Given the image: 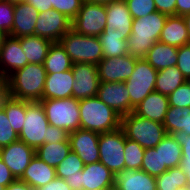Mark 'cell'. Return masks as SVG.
<instances>
[{"label":"cell","mask_w":190,"mask_h":190,"mask_svg":"<svg viewBox=\"0 0 190 190\" xmlns=\"http://www.w3.org/2000/svg\"><path fill=\"white\" fill-rule=\"evenodd\" d=\"M46 74L43 64L28 63L6 79L8 96L30 102L41 101Z\"/></svg>","instance_id":"cell-1"},{"label":"cell","mask_w":190,"mask_h":190,"mask_svg":"<svg viewBox=\"0 0 190 190\" xmlns=\"http://www.w3.org/2000/svg\"><path fill=\"white\" fill-rule=\"evenodd\" d=\"M167 17L168 15L155 11L133 19L132 32L127 39L128 54L144 58L155 42L159 41Z\"/></svg>","instance_id":"cell-2"},{"label":"cell","mask_w":190,"mask_h":190,"mask_svg":"<svg viewBox=\"0 0 190 190\" xmlns=\"http://www.w3.org/2000/svg\"><path fill=\"white\" fill-rule=\"evenodd\" d=\"M80 128L98 133L121 127V116L97 96L79 100Z\"/></svg>","instance_id":"cell-3"},{"label":"cell","mask_w":190,"mask_h":190,"mask_svg":"<svg viewBox=\"0 0 190 190\" xmlns=\"http://www.w3.org/2000/svg\"><path fill=\"white\" fill-rule=\"evenodd\" d=\"M126 138L136 141L144 149L156 147L167 135L162 123L140 117L131 112L121 117Z\"/></svg>","instance_id":"cell-4"},{"label":"cell","mask_w":190,"mask_h":190,"mask_svg":"<svg viewBox=\"0 0 190 190\" xmlns=\"http://www.w3.org/2000/svg\"><path fill=\"white\" fill-rule=\"evenodd\" d=\"M72 63L97 65L103 59L102 45L97 36H87L70 29L60 39Z\"/></svg>","instance_id":"cell-5"},{"label":"cell","mask_w":190,"mask_h":190,"mask_svg":"<svg viewBox=\"0 0 190 190\" xmlns=\"http://www.w3.org/2000/svg\"><path fill=\"white\" fill-rule=\"evenodd\" d=\"M44 109L48 123L62 128L68 133L80 129L79 100L74 97L65 99H42L39 101Z\"/></svg>","instance_id":"cell-6"},{"label":"cell","mask_w":190,"mask_h":190,"mask_svg":"<svg viewBox=\"0 0 190 190\" xmlns=\"http://www.w3.org/2000/svg\"><path fill=\"white\" fill-rule=\"evenodd\" d=\"M157 72L144 58H137L133 73L125 81L130 94V113L134 112L139 103L155 91Z\"/></svg>","instance_id":"cell-7"},{"label":"cell","mask_w":190,"mask_h":190,"mask_svg":"<svg viewBox=\"0 0 190 190\" xmlns=\"http://www.w3.org/2000/svg\"><path fill=\"white\" fill-rule=\"evenodd\" d=\"M48 123L42 104L39 101L26 100V116L19 140L35 150L47 143Z\"/></svg>","instance_id":"cell-8"},{"label":"cell","mask_w":190,"mask_h":190,"mask_svg":"<svg viewBox=\"0 0 190 190\" xmlns=\"http://www.w3.org/2000/svg\"><path fill=\"white\" fill-rule=\"evenodd\" d=\"M98 145L99 162L114 175L125 169V133L121 127L114 131L100 133Z\"/></svg>","instance_id":"cell-9"},{"label":"cell","mask_w":190,"mask_h":190,"mask_svg":"<svg viewBox=\"0 0 190 190\" xmlns=\"http://www.w3.org/2000/svg\"><path fill=\"white\" fill-rule=\"evenodd\" d=\"M107 14L104 4L84 1L71 28L77 33L99 37L106 28Z\"/></svg>","instance_id":"cell-10"},{"label":"cell","mask_w":190,"mask_h":190,"mask_svg":"<svg viewBox=\"0 0 190 190\" xmlns=\"http://www.w3.org/2000/svg\"><path fill=\"white\" fill-rule=\"evenodd\" d=\"M107 22L106 28L99 37H114L127 40L132 32L133 18L124 0L105 4Z\"/></svg>","instance_id":"cell-11"},{"label":"cell","mask_w":190,"mask_h":190,"mask_svg":"<svg viewBox=\"0 0 190 190\" xmlns=\"http://www.w3.org/2000/svg\"><path fill=\"white\" fill-rule=\"evenodd\" d=\"M137 57L125 54L118 57L103 58L98 64L100 82H125L130 78Z\"/></svg>","instance_id":"cell-12"},{"label":"cell","mask_w":190,"mask_h":190,"mask_svg":"<svg viewBox=\"0 0 190 190\" xmlns=\"http://www.w3.org/2000/svg\"><path fill=\"white\" fill-rule=\"evenodd\" d=\"M72 75L75 80L73 84V97L77 100L97 96L99 87V76L97 65L90 63H74Z\"/></svg>","instance_id":"cell-13"},{"label":"cell","mask_w":190,"mask_h":190,"mask_svg":"<svg viewBox=\"0 0 190 190\" xmlns=\"http://www.w3.org/2000/svg\"><path fill=\"white\" fill-rule=\"evenodd\" d=\"M72 21L55 9L40 12L36 21L35 35L59 42L71 29Z\"/></svg>","instance_id":"cell-14"},{"label":"cell","mask_w":190,"mask_h":190,"mask_svg":"<svg viewBox=\"0 0 190 190\" xmlns=\"http://www.w3.org/2000/svg\"><path fill=\"white\" fill-rule=\"evenodd\" d=\"M36 155L35 149L21 140L0 148V158L10 169L15 179H20L29 166L31 159Z\"/></svg>","instance_id":"cell-15"},{"label":"cell","mask_w":190,"mask_h":190,"mask_svg":"<svg viewBox=\"0 0 190 190\" xmlns=\"http://www.w3.org/2000/svg\"><path fill=\"white\" fill-rule=\"evenodd\" d=\"M99 135L98 132L81 128L69 133L71 151L79 156L84 165L99 162Z\"/></svg>","instance_id":"cell-16"},{"label":"cell","mask_w":190,"mask_h":190,"mask_svg":"<svg viewBox=\"0 0 190 190\" xmlns=\"http://www.w3.org/2000/svg\"><path fill=\"white\" fill-rule=\"evenodd\" d=\"M97 97L121 117L130 113V94L125 82H100Z\"/></svg>","instance_id":"cell-17"},{"label":"cell","mask_w":190,"mask_h":190,"mask_svg":"<svg viewBox=\"0 0 190 190\" xmlns=\"http://www.w3.org/2000/svg\"><path fill=\"white\" fill-rule=\"evenodd\" d=\"M27 64L19 38L8 35L0 49V72L7 79L13 72Z\"/></svg>","instance_id":"cell-18"},{"label":"cell","mask_w":190,"mask_h":190,"mask_svg":"<svg viewBox=\"0 0 190 190\" xmlns=\"http://www.w3.org/2000/svg\"><path fill=\"white\" fill-rule=\"evenodd\" d=\"M115 175L101 162L84 165L81 171L83 189H114Z\"/></svg>","instance_id":"cell-19"},{"label":"cell","mask_w":190,"mask_h":190,"mask_svg":"<svg viewBox=\"0 0 190 190\" xmlns=\"http://www.w3.org/2000/svg\"><path fill=\"white\" fill-rule=\"evenodd\" d=\"M39 12L27 2L14 5V21L10 36L20 38L35 35Z\"/></svg>","instance_id":"cell-20"},{"label":"cell","mask_w":190,"mask_h":190,"mask_svg":"<svg viewBox=\"0 0 190 190\" xmlns=\"http://www.w3.org/2000/svg\"><path fill=\"white\" fill-rule=\"evenodd\" d=\"M74 82L72 69L61 73L46 74L43 99H65L73 97Z\"/></svg>","instance_id":"cell-21"},{"label":"cell","mask_w":190,"mask_h":190,"mask_svg":"<svg viewBox=\"0 0 190 190\" xmlns=\"http://www.w3.org/2000/svg\"><path fill=\"white\" fill-rule=\"evenodd\" d=\"M114 190H157L156 179L142 170L124 169L115 175Z\"/></svg>","instance_id":"cell-22"},{"label":"cell","mask_w":190,"mask_h":190,"mask_svg":"<svg viewBox=\"0 0 190 190\" xmlns=\"http://www.w3.org/2000/svg\"><path fill=\"white\" fill-rule=\"evenodd\" d=\"M168 109V96L153 91L139 103L134 109V113L140 117L148 118L149 120L163 124Z\"/></svg>","instance_id":"cell-23"},{"label":"cell","mask_w":190,"mask_h":190,"mask_svg":"<svg viewBox=\"0 0 190 190\" xmlns=\"http://www.w3.org/2000/svg\"><path fill=\"white\" fill-rule=\"evenodd\" d=\"M56 178L55 167L48 165L36 155L31 159L20 180L34 190L45 186Z\"/></svg>","instance_id":"cell-24"},{"label":"cell","mask_w":190,"mask_h":190,"mask_svg":"<svg viewBox=\"0 0 190 190\" xmlns=\"http://www.w3.org/2000/svg\"><path fill=\"white\" fill-rule=\"evenodd\" d=\"M159 41L177 48L190 43L183 16L171 15L167 17Z\"/></svg>","instance_id":"cell-25"},{"label":"cell","mask_w":190,"mask_h":190,"mask_svg":"<svg viewBox=\"0 0 190 190\" xmlns=\"http://www.w3.org/2000/svg\"><path fill=\"white\" fill-rule=\"evenodd\" d=\"M178 48L161 43L155 42L144 59L157 71L176 66L177 64Z\"/></svg>","instance_id":"cell-26"},{"label":"cell","mask_w":190,"mask_h":190,"mask_svg":"<svg viewBox=\"0 0 190 190\" xmlns=\"http://www.w3.org/2000/svg\"><path fill=\"white\" fill-rule=\"evenodd\" d=\"M19 41L28 63L31 64H43L53 43L51 40L38 35L20 37Z\"/></svg>","instance_id":"cell-27"},{"label":"cell","mask_w":190,"mask_h":190,"mask_svg":"<svg viewBox=\"0 0 190 190\" xmlns=\"http://www.w3.org/2000/svg\"><path fill=\"white\" fill-rule=\"evenodd\" d=\"M159 150L161 168H175L181 165L182 148L177 135L167 134L161 142L154 147Z\"/></svg>","instance_id":"cell-28"},{"label":"cell","mask_w":190,"mask_h":190,"mask_svg":"<svg viewBox=\"0 0 190 190\" xmlns=\"http://www.w3.org/2000/svg\"><path fill=\"white\" fill-rule=\"evenodd\" d=\"M43 65L47 74H53L72 69L73 63L60 42H53Z\"/></svg>","instance_id":"cell-29"},{"label":"cell","mask_w":190,"mask_h":190,"mask_svg":"<svg viewBox=\"0 0 190 190\" xmlns=\"http://www.w3.org/2000/svg\"><path fill=\"white\" fill-rule=\"evenodd\" d=\"M186 81V78L176 66L168 67L157 72L155 91L169 96Z\"/></svg>","instance_id":"cell-30"},{"label":"cell","mask_w":190,"mask_h":190,"mask_svg":"<svg viewBox=\"0 0 190 190\" xmlns=\"http://www.w3.org/2000/svg\"><path fill=\"white\" fill-rule=\"evenodd\" d=\"M189 114L190 107L181 108L169 106L163 121L167 134L187 136V122Z\"/></svg>","instance_id":"cell-31"},{"label":"cell","mask_w":190,"mask_h":190,"mask_svg":"<svg viewBox=\"0 0 190 190\" xmlns=\"http://www.w3.org/2000/svg\"><path fill=\"white\" fill-rule=\"evenodd\" d=\"M70 151V142H57L44 143L35 150V153L42 161L56 168Z\"/></svg>","instance_id":"cell-32"},{"label":"cell","mask_w":190,"mask_h":190,"mask_svg":"<svg viewBox=\"0 0 190 190\" xmlns=\"http://www.w3.org/2000/svg\"><path fill=\"white\" fill-rule=\"evenodd\" d=\"M2 109L6 113L13 130L19 135L25 122L26 100H18L7 96L3 101Z\"/></svg>","instance_id":"cell-33"},{"label":"cell","mask_w":190,"mask_h":190,"mask_svg":"<svg viewBox=\"0 0 190 190\" xmlns=\"http://www.w3.org/2000/svg\"><path fill=\"white\" fill-rule=\"evenodd\" d=\"M157 190H176L187 185V176L182 168L167 169L160 176L155 177Z\"/></svg>","instance_id":"cell-34"},{"label":"cell","mask_w":190,"mask_h":190,"mask_svg":"<svg viewBox=\"0 0 190 190\" xmlns=\"http://www.w3.org/2000/svg\"><path fill=\"white\" fill-rule=\"evenodd\" d=\"M83 168V161L75 152L70 151L67 157L55 168L56 177L62 179L75 177L79 171H83Z\"/></svg>","instance_id":"cell-35"},{"label":"cell","mask_w":190,"mask_h":190,"mask_svg":"<svg viewBox=\"0 0 190 190\" xmlns=\"http://www.w3.org/2000/svg\"><path fill=\"white\" fill-rule=\"evenodd\" d=\"M145 149L125 136V169L141 170Z\"/></svg>","instance_id":"cell-36"},{"label":"cell","mask_w":190,"mask_h":190,"mask_svg":"<svg viewBox=\"0 0 190 190\" xmlns=\"http://www.w3.org/2000/svg\"><path fill=\"white\" fill-rule=\"evenodd\" d=\"M168 168H161V158L159 150L148 148L144 151V157L141 164V170L153 177L160 176Z\"/></svg>","instance_id":"cell-37"},{"label":"cell","mask_w":190,"mask_h":190,"mask_svg":"<svg viewBox=\"0 0 190 190\" xmlns=\"http://www.w3.org/2000/svg\"><path fill=\"white\" fill-rule=\"evenodd\" d=\"M102 45L103 58L118 57L128 54L127 40L114 37H98Z\"/></svg>","instance_id":"cell-38"},{"label":"cell","mask_w":190,"mask_h":190,"mask_svg":"<svg viewBox=\"0 0 190 190\" xmlns=\"http://www.w3.org/2000/svg\"><path fill=\"white\" fill-rule=\"evenodd\" d=\"M133 19L145 17L157 11L154 0H124Z\"/></svg>","instance_id":"cell-39"},{"label":"cell","mask_w":190,"mask_h":190,"mask_svg":"<svg viewBox=\"0 0 190 190\" xmlns=\"http://www.w3.org/2000/svg\"><path fill=\"white\" fill-rule=\"evenodd\" d=\"M85 0H50L52 8L64 14L69 20H73Z\"/></svg>","instance_id":"cell-40"},{"label":"cell","mask_w":190,"mask_h":190,"mask_svg":"<svg viewBox=\"0 0 190 190\" xmlns=\"http://www.w3.org/2000/svg\"><path fill=\"white\" fill-rule=\"evenodd\" d=\"M19 140V135L13 130L6 113L0 109V148Z\"/></svg>","instance_id":"cell-41"},{"label":"cell","mask_w":190,"mask_h":190,"mask_svg":"<svg viewBox=\"0 0 190 190\" xmlns=\"http://www.w3.org/2000/svg\"><path fill=\"white\" fill-rule=\"evenodd\" d=\"M169 106L190 107V81L180 85L168 96Z\"/></svg>","instance_id":"cell-42"},{"label":"cell","mask_w":190,"mask_h":190,"mask_svg":"<svg viewBox=\"0 0 190 190\" xmlns=\"http://www.w3.org/2000/svg\"><path fill=\"white\" fill-rule=\"evenodd\" d=\"M14 21V5L0 0V30L10 35Z\"/></svg>","instance_id":"cell-43"},{"label":"cell","mask_w":190,"mask_h":190,"mask_svg":"<svg viewBox=\"0 0 190 190\" xmlns=\"http://www.w3.org/2000/svg\"><path fill=\"white\" fill-rule=\"evenodd\" d=\"M176 67L182 72L187 81H190V43L178 47Z\"/></svg>","instance_id":"cell-44"},{"label":"cell","mask_w":190,"mask_h":190,"mask_svg":"<svg viewBox=\"0 0 190 190\" xmlns=\"http://www.w3.org/2000/svg\"><path fill=\"white\" fill-rule=\"evenodd\" d=\"M47 131V143L69 142V133L66 130L49 125Z\"/></svg>","instance_id":"cell-45"},{"label":"cell","mask_w":190,"mask_h":190,"mask_svg":"<svg viewBox=\"0 0 190 190\" xmlns=\"http://www.w3.org/2000/svg\"><path fill=\"white\" fill-rule=\"evenodd\" d=\"M158 12L164 13L168 16L176 15V1L177 0H154Z\"/></svg>","instance_id":"cell-46"},{"label":"cell","mask_w":190,"mask_h":190,"mask_svg":"<svg viewBox=\"0 0 190 190\" xmlns=\"http://www.w3.org/2000/svg\"><path fill=\"white\" fill-rule=\"evenodd\" d=\"M177 138L182 148L181 162H190V135H177Z\"/></svg>","instance_id":"cell-47"},{"label":"cell","mask_w":190,"mask_h":190,"mask_svg":"<svg viewBox=\"0 0 190 190\" xmlns=\"http://www.w3.org/2000/svg\"><path fill=\"white\" fill-rule=\"evenodd\" d=\"M36 190H72V189L67 185V182L64 179L56 177L53 181L49 182L45 186H42Z\"/></svg>","instance_id":"cell-48"},{"label":"cell","mask_w":190,"mask_h":190,"mask_svg":"<svg viewBox=\"0 0 190 190\" xmlns=\"http://www.w3.org/2000/svg\"><path fill=\"white\" fill-rule=\"evenodd\" d=\"M15 180L10 169L4 164L0 158V182L2 186L7 187L10 183Z\"/></svg>","instance_id":"cell-49"},{"label":"cell","mask_w":190,"mask_h":190,"mask_svg":"<svg viewBox=\"0 0 190 190\" xmlns=\"http://www.w3.org/2000/svg\"><path fill=\"white\" fill-rule=\"evenodd\" d=\"M26 2L32 5L39 13L53 9L50 0H27Z\"/></svg>","instance_id":"cell-50"},{"label":"cell","mask_w":190,"mask_h":190,"mask_svg":"<svg viewBox=\"0 0 190 190\" xmlns=\"http://www.w3.org/2000/svg\"><path fill=\"white\" fill-rule=\"evenodd\" d=\"M190 13V0H177L176 1V15L184 16Z\"/></svg>","instance_id":"cell-51"},{"label":"cell","mask_w":190,"mask_h":190,"mask_svg":"<svg viewBox=\"0 0 190 190\" xmlns=\"http://www.w3.org/2000/svg\"><path fill=\"white\" fill-rule=\"evenodd\" d=\"M67 182V185L72 190H82L83 186L81 185V171L78 172V175L75 177H67L64 179Z\"/></svg>","instance_id":"cell-52"},{"label":"cell","mask_w":190,"mask_h":190,"mask_svg":"<svg viewBox=\"0 0 190 190\" xmlns=\"http://www.w3.org/2000/svg\"><path fill=\"white\" fill-rule=\"evenodd\" d=\"M5 190H34L31 188L26 182L15 179L12 183H10Z\"/></svg>","instance_id":"cell-53"},{"label":"cell","mask_w":190,"mask_h":190,"mask_svg":"<svg viewBox=\"0 0 190 190\" xmlns=\"http://www.w3.org/2000/svg\"><path fill=\"white\" fill-rule=\"evenodd\" d=\"M8 96L6 78L0 74V109L2 108L3 101Z\"/></svg>","instance_id":"cell-54"},{"label":"cell","mask_w":190,"mask_h":190,"mask_svg":"<svg viewBox=\"0 0 190 190\" xmlns=\"http://www.w3.org/2000/svg\"><path fill=\"white\" fill-rule=\"evenodd\" d=\"M180 167L186 173L187 176V187L190 190V162H181Z\"/></svg>","instance_id":"cell-55"},{"label":"cell","mask_w":190,"mask_h":190,"mask_svg":"<svg viewBox=\"0 0 190 190\" xmlns=\"http://www.w3.org/2000/svg\"><path fill=\"white\" fill-rule=\"evenodd\" d=\"M183 19L185 21V24H186V28L188 30V34H189V37H190V13L186 14L183 16Z\"/></svg>","instance_id":"cell-56"},{"label":"cell","mask_w":190,"mask_h":190,"mask_svg":"<svg viewBox=\"0 0 190 190\" xmlns=\"http://www.w3.org/2000/svg\"><path fill=\"white\" fill-rule=\"evenodd\" d=\"M85 1H88V2H91V3H98V4H108L110 2H113V1H119V0H85Z\"/></svg>","instance_id":"cell-57"},{"label":"cell","mask_w":190,"mask_h":190,"mask_svg":"<svg viewBox=\"0 0 190 190\" xmlns=\"http://www.w3.org/2000/svg\"><path fill=\"white\" fill-rule=\"evenodd\" d=\"M8 36L4 31L0 30V49L3 46L5 38Z\"/></svg>","instance_id":"cell-58"},{"label":"cell","mask_w":190,"mask_h":190,"mask_svg":"<svg viewBox=\"0 0 190 190\" xmlns=\"http://www.w3.org/2000/svg\"><path fill=\"white\" fill-rule=\"evenodd\" d=\"M2 1H6V2H8L10 4L15 5V4L26 2L27 0H2Z\"/></svg>","instance_id":"cell-59"},{"label":"cell","mask_w":190,"mask_h":190,"mask_svg":"<svg viewBox=\"0 0 190 190\" xmlns=\"http://www.w3.org/2000/svg\"><path fill=\"white\" fill-rule=\"evenodd\" d=\"M190 135V114L188 115V122H187V136Z\"/></svg>","instance_id":"cell-60"},{"label":"cell","mask_w":190,"mask_h":190,"mask_svg":"<svg viewBox=\"0 0 190 190\" xmlns=\"http://www.w3.org/2000/svg\"><path fill=\"white\" fill-rule=\"evenodd\" d=\"M176 190H188V187L185 186V187L178 188V189H176Z\"/></svg>","instance_id":"cell-61"},{"label":"cell","mask_w":190,"mask_h":190,"mask_svg":"<svg viewBox=\"0 0 190 190\" xmlns=\"http://www.w3.org/2000/svg\"><path fill=\"white\" fill-rule=\"evenodd\" d=\"M82 190H88V189H82ZM91 190V189H89ZM94 190H114V189H94Z\"/></svg>","instance_id":"cell-62"},{"label":"cell","mask_w":190,"mask_h":190,"mask_svg":"<svg viewBox=\"0 0 190 190\" xmlns=\"http://www.w3.org/2000/svg\"><path fill=\"white\" fill-rule=\"evenodd\" d=\"M0 190H5V186H2L1 182H0Z\"/></svg>","instance_id":"cell-63"}]
</instances>
